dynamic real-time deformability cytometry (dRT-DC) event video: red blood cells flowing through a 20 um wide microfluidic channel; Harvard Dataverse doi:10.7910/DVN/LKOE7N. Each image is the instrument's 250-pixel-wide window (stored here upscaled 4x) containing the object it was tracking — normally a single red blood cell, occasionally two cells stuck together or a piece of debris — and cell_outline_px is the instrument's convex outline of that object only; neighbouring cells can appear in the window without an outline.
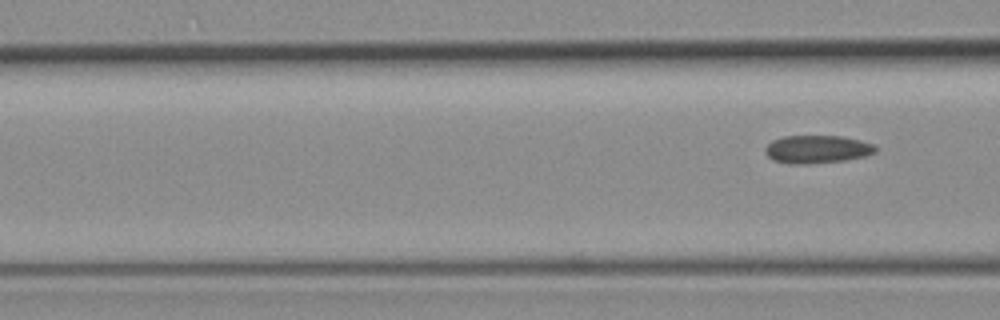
{"species": "common noctule bat (a hibernating species)", "species_latin": "Nyctalus noctula", "temperature_condition": "room temperature", "stored_images_in_passage": 7, "segment_of_instrument_passage": [2, 2], "camera_frame_rate_fps": 3000, "um_per_image_px": 0.085, "animal": {"sex": "female", "body_mass_g": 19.3, "forearm_length_mm": 54.1}, "frame": {"image": 1, "passage_image": 7, "time_ms": 8.0, "image_size_px": [1000, 320], "cell_outline_px": [[876, 152], [864, 156], [844, 160], [808, 164], [788, 164], [772, 160], [764, 152], [764, 148], [772, 140], [784, 136], [844, 136], [876, 144]], "centroid_in_image_um": [69.44, 12.68], "position_along_channel_um": 97.2, "area_um2": 18.15}}